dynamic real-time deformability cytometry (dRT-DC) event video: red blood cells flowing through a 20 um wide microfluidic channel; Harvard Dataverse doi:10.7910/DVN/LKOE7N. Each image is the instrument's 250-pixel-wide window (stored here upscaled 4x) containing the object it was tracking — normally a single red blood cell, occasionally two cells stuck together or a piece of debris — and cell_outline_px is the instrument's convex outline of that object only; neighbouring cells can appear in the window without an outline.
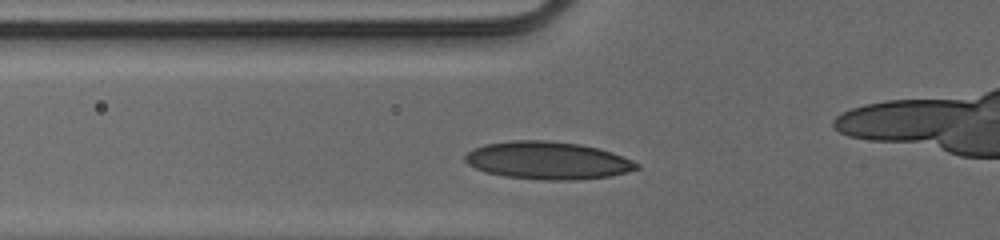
{"species": "human", "species_latin": "Homo sapiens", "temperature_condition": "cold", "stored_images_in_passage": 34, "camera_frame_rate_fps": 3000, "um_per_image_px": 0.085, "donor": {"sex": "male"}, "frame": {"image": 1, "passage_image": 10, "time_ms": 3.0, "image_size_px": [1000, 240], "cell_outline_px": [[640, 168], [628, 172], [608, 176], [576, 180], [540, 180], [504, 176], [484, 172], [468, 164], [464, 160], [464, 156], [468, 152], [484, 144], [516, 140], [548, 140], [580, 144], [600, 148], [612, 152], [632, 160], [640, 164]], "centroid_in_image_um": [46.57, 13.64], "position_along_channel_um": 79.2, "area_um2": 37.8}}
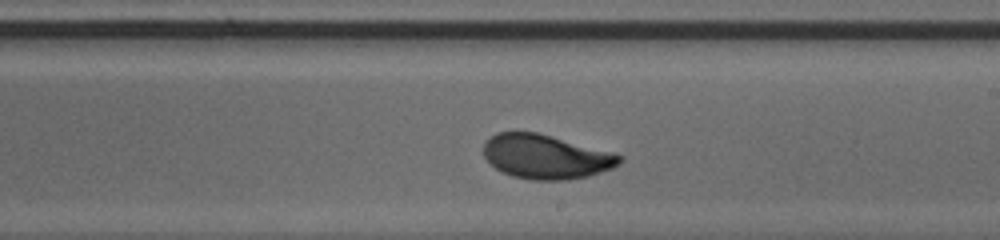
{"frame": {"image": 2, "passage_image": 22, "time_ms": 7.0, "image_size_px": [1000, 240], "cell_outline_px": [[624, 160], [620, 164], [612, 168], [588, 176], [564, 180], [532, 180], [512, 176], [496, 168], [484, 156], [484, 144], [496, 132], [536, 132], [616, 152], [624, 156]], "centroid_in_image_um": [46.47, 13.32], "position_along_channel_um": 242.5, "area_um2": 35.14}}
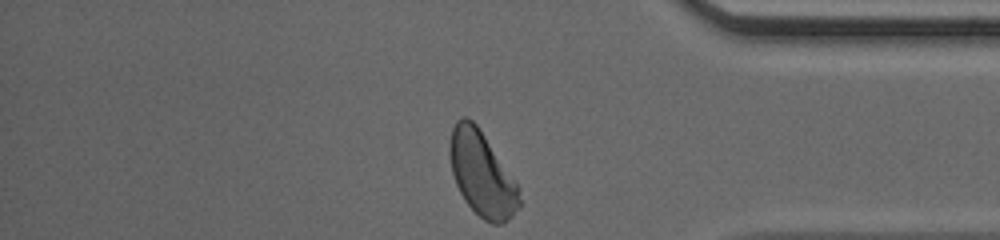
{"frame": {"image": 3, "passage_image": 34, "time_ms": 11.0, "image_size_px": [1000, 240], "cell_outline_px": [[520, 204], [512, 216], [500, 224], [492, 224], [484, 220], [464, 200], [456, 184], [452, 172], [448, 152], [448, 144], [452, 128], [456, 120], [460, 116], [468, 116], [476, 124], [516, 180], [520, 188]], "centroid_in_image_um": [40.95, 14.75], "position_along_channel_um": 394.3, "area_um2": 34.45}, "authors_computed_cell_mechanics": {"area_um2": 34.9401, "velocity_mm_per_s": 4.1106, "shape_relaxation_time_tau1_ms": 1.9498, "shape_relaxation_time_tau2_ms": null, "deformation_change_tau1": 0.1215, "deformation_change_tau2": null}}